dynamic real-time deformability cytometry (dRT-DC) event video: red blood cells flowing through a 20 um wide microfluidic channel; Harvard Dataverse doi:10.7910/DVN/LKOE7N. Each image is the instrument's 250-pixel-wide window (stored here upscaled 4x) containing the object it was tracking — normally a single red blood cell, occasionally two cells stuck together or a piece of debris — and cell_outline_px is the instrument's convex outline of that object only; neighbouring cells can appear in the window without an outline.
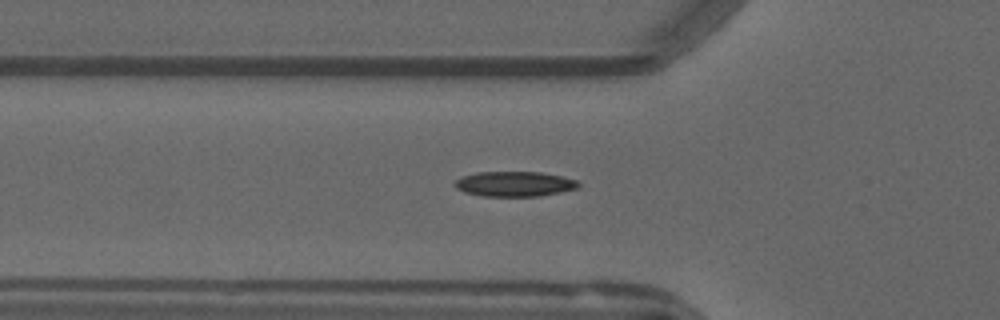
{"species": "common noctule bat (a hibernating species)", "species_latin": "Nyctalus noctula", "temperature_condition": "warm", "stored_images_in_passage": 53, "camera_frame_rate_fps": 3000, "um_per_image_px": 0.085, "animal": {"sex": "male", "forearm_length_mm": 52.5}, "frame": {"image": 1, "passage_image": 17, "time_ms": 5.333, "image_size_px": [1000, 320], "cell_outline_px": [[580, 184], [576, 188], [560, 192], [540, 196], [484, 196], [464, 192], [456, 188], [452, 184], [456, 180], [464, 176], [476, 172], [540, 172], [560, 176], [576, 180]], "centroid_in_image_um": [43.7, 15.63], "position_along_channel_um": 82.1, "area_um2": 17.92}}
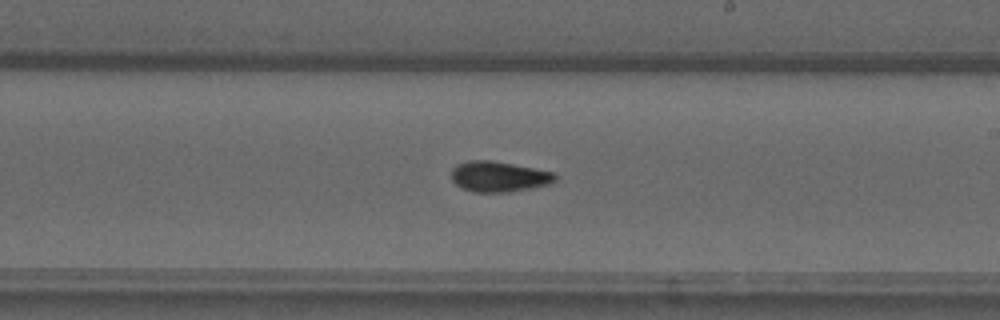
{"frame": {"image": 2, "passage_image": 30, "time_ms": 9.667, "image_size_px": [1000, 320], "cell_outline_px": [[556, 180], [548, 184], [508, 192], [472, 192], [456, 184], [452, 180], [452, 168], [456, 164], [468, 160], [492, 160], [556, 172]], "centroid_in_image_um": [42.39, 14.99], "position_along_channel_um": 246.6, "area_um2": 18.44}}
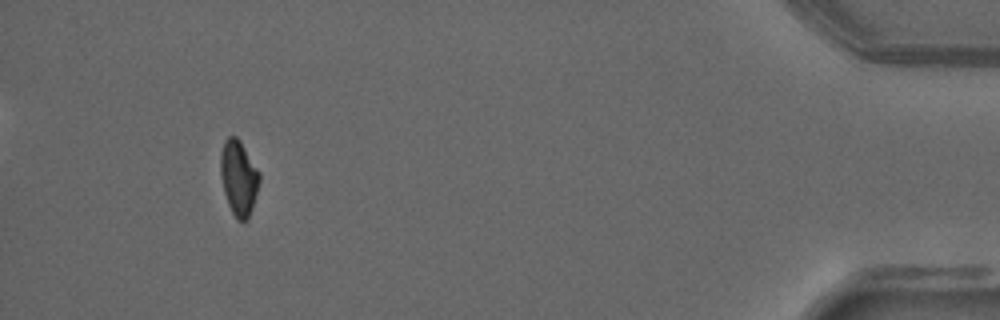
{"frame": {"image": 3, "passage_image": 49, "time_ms": 16.0, "image_size_px": [1000, 320], "cell_outline_px": [[260, 180], [252, 208], [248, 220], [236, 220], [228, 204], [224, 192], [220, 172], [220, 156], [224, 140], [228, 136], [236, 136], [240, 140], [260, 172]], "centroid_in_image_um": [20.29, 15.1], "position_along_channel_um": 414.9, "area_um2": 17.05}, "authors_computed_cell_mechanics": {"area_um2": 17.2822, "velocity_mm_per_s": 3.7877, "shape_relaxation_time_tau1_ms": null, "shape_relaxation_time_tau2_ms": 2.9318, "deformation_change_tau1": null, "deformation_change_tau2": 0.0827}}